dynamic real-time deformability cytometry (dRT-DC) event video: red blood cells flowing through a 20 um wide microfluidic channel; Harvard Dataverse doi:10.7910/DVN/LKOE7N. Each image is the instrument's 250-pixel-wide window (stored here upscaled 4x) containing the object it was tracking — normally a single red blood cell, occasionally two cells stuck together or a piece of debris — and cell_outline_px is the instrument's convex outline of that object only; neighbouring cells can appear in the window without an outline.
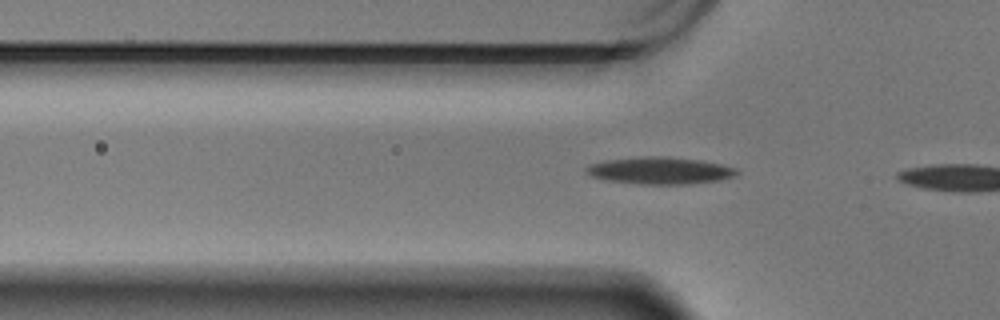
{"species": "Egyptian fruit bat (a non-hibernating species)", "species_latin": "Rousettus aegyptiacus", "temperature_condition": "warm", "stored_images_in_passage": 6, "camera_frame_rate_fps": 3000, "um_per_image_px": 0.085, "animal": {"sex": "male"}, "frame": {"image": 1, "passage_image": 4, "time_ms": 1.0, "image_size_px": [1000, 320], "cell_outline_px": [[740, 172], [736, 176], [720, 180], [692, 184], [640, 184], [608, 180], [592, 176], [584, 172], [584, 168], [588, 164], [604, 160], [644, 156], [668, 156], [700, 160], [720, 164], [736, 168]], "centroid_in_image_um": [56.09, 14.49], "position_along_channel_um": 69.7, "area_um2": 23.99}}